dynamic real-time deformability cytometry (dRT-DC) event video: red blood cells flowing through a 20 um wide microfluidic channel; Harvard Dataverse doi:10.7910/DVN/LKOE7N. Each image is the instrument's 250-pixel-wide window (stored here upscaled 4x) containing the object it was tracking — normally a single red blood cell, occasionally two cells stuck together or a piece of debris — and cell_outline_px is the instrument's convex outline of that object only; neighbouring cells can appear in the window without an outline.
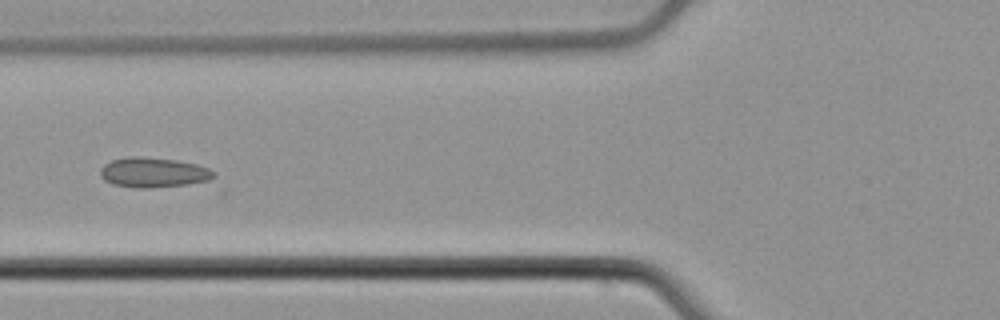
{"species": "common noctule bat (a hibernating species)", "species_latin": "Nyctalus noctula", "temperature_condition": "cold", "stored_images_in_passage": 6, "camera_frame_rate_fps": 3000, "um_per_image_px": 0.085, "animal": {"sex": "male", "body_mass_g": 21.5, "forearm_length_mm": 52.0}, "frame": {"image": 1, "passage_image": 5, "time_ms": 1.333, "image_size_px": [1000, 320], "cell_outline_px": [[216, 184], [144, 188], [136, 188], [112, 184], [104, 180], [100, 176], [100, 168], [104, 164], [112, 160], [132, 156], [144, 156], [176, 160], [196, 164], [208, 168], [216, 172]], "centroid_in_image_um": [13.21, 14.7], "position_along_channel_um": 112.6, "area_um2": 20.87}}
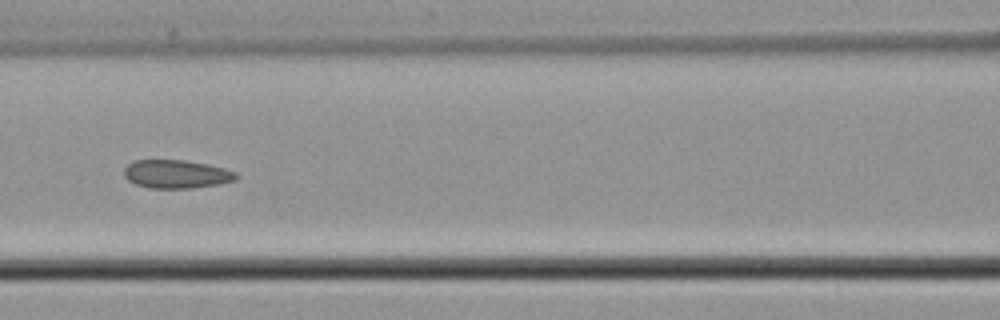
{"frame": {"image": 2, "passage_image": 6, "time_ms": 1.667, "image_size_px": [1000, 320], "cell_outline_px": [[236, 180], [216, 184], [192, 188], [148, 188], [136, 184], [128, 180], [124, 176], [124, 168], [132, 160], [184, 160], [208, 164], [224, 168], [236, 172]], "centroid_in_image_um": [14.96, 14.79], "position_along_channel_um": 151.6, "area_um2": 18.5}}